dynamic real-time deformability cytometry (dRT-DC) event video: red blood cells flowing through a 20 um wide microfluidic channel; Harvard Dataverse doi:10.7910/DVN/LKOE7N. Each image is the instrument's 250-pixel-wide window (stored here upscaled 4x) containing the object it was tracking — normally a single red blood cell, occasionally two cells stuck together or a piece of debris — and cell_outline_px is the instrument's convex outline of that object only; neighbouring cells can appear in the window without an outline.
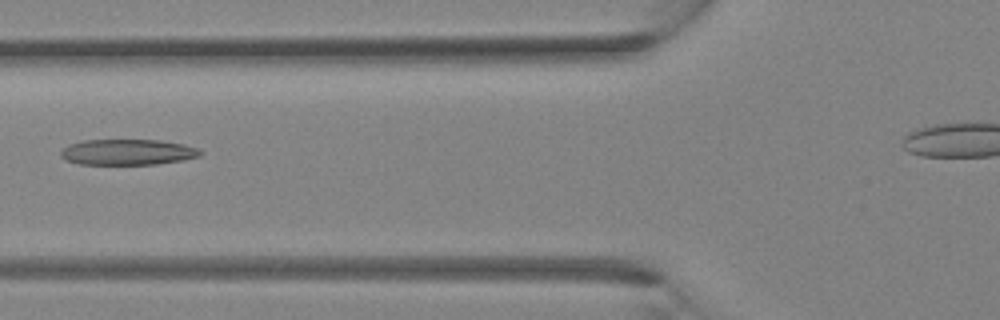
{"species": "Egyptian fruit bat (a non-hibernating species)", "species_latin": "Rousettus aegyptiacus", "temperature_condition": "room temperature", "stored_images_in_passage": 5, "segment_of_instrument_passage": [1, 2], "camera_frame_rate_fps": 3000, "um_per_image_px": 0.085, "animal": {"sex": "female"}, "frame": {"image": 1, "passage_image": 4, "time_ms": 4.333, "image_size_px": [1000, 320], "cell_outline_px": [[204, 152], [200, 156], [184, 160], [156, 164], [80, 164], [64, 160], [60, 156], [60, 152], [68, 144], [84, 140], [160, 140], [184, 144], [200, 148]], "centroid_in_image_um": [10.88, 12.93], "position_along_channel_um": 114.9, "area_um2": 21.15}}